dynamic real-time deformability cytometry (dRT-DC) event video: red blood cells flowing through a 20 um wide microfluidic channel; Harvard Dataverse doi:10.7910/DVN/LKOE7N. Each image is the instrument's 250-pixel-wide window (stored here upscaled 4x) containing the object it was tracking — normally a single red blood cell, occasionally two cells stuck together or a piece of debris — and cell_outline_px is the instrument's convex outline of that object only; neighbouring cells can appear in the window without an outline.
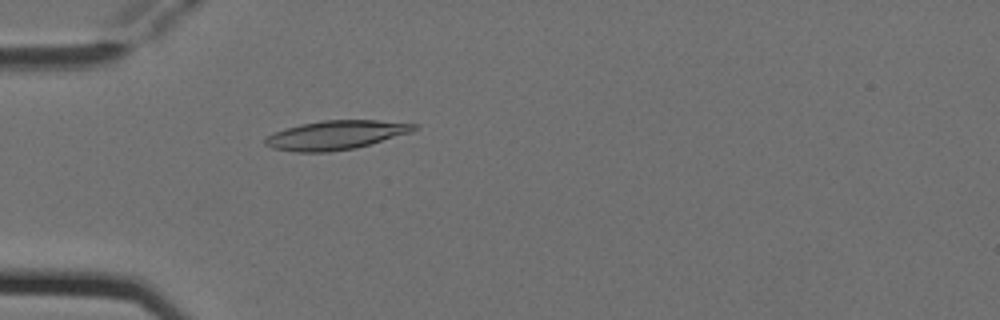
{"species": "Egyptian fruit bat (a non-hibernating species)", "species_latin": "Rousettus aegyptiacus", "temperature_condition": "cold", "stored_images_in_passage": 3, "camera_frame_rate_fps": 3000, "um_per_image_px": 0.085, "animal": {"sex": "female"}, "frame": {"image": 1, "passage_image": 3, "time_ms": 0.667, "image_size_px": [1000, 320], "cell_outline_px": [[420, 128], [412, 132], [356, 148], [328, 152], [296, 152], [272, 148], [264, 144], [264, 136], [300, 124], [324, 120], [376, 120], [420, 124]], "centroid_in_image_um": [28.58, 11.48], "position_along_channel_um": 56.4, "area_um2": 25.26}}